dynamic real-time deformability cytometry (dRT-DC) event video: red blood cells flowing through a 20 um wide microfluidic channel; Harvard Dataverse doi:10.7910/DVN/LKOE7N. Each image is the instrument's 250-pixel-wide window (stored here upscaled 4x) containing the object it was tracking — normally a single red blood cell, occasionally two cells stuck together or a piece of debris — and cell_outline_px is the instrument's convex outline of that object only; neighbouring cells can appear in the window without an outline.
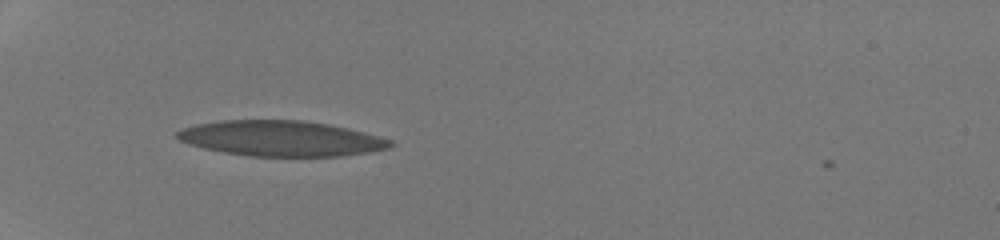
{"species": "human", "species_latin": "Homo sapiens", "temperature_condition": "room temperature", "stored_images_in_passage": 33, "camera_frame_rate_fps": 3000, "um_per_image_px": 0.085, "donor": {"sex": "male"}, "frame": {"image": 1, "passage_image": 1, "time_ms": 0.0, "image_size_px": [1000, 240], "cell_outline_px": [[396, 144], [392, 148], [368, 152], [340, 156], [248, 156], [224, 152], [204, 148], [188, 144], [180, 140], [176, 136], [176, 132], [180, 128], [196, 124], [220, 120], [304, 120], [328, 124], [348, 128], [380, 136], [392, 140]], "centroid_in_image_um": [23.91, 11.76], "position_along_channel_um": 61.1, "area_um2": 44.27}}
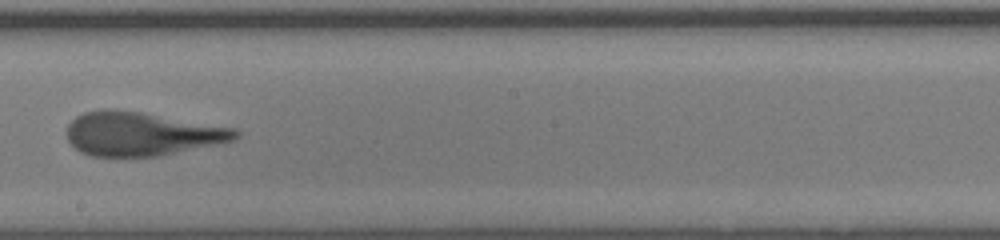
{"frame": {"image": 2, "passage_image": 15, "time_ms": 4.667, "image_size_px": [1000, 240], "cell_outline_px": [[240, 136], [232, 140], [160, 156], [92, 156], [80, 152], [68, 140], [68, 124], [76, 116], [84, 112], [108, 108], [140, 112], [236, 128], [240, 132]], "centroid_in_image_um": [12.02, 11.37], "position_along_channel_um": 236.2, "area_um2": 42.6}}
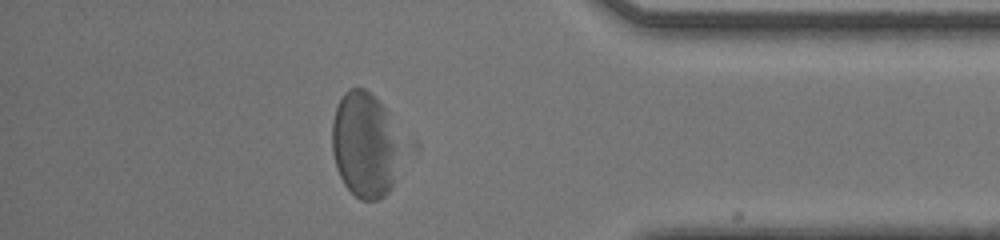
{"frame": {"image": 3, "passage_image": 28, "time_ms": 9.0, "image_size_px": [1000, 240], "cell_outline_px": [[400, 148], [392, 188], [384, 196], [376, 200], [360, 200], [344, 184], [336, 168], [332, 152], [332, 120], [336, 108], [344, 92], [348, 88], [364, 88], [384, 108]], "centroid_in_image_um": [30.95, 12.34], "position_along_channel_um": 404.3, "area_um2": 41.56}, "authors_computed_cell_mechanics": {"area_um2": 44.0436, "velocity_mm_per_s": 4.2252, "shape_relaxation_time_tau1_ms": 3.7574, "shape_relaxation_time_tau2_ms": 1.0483, "deformation_change_tau1": 0.1799, "deformation_change_tau2": 0.1017}}